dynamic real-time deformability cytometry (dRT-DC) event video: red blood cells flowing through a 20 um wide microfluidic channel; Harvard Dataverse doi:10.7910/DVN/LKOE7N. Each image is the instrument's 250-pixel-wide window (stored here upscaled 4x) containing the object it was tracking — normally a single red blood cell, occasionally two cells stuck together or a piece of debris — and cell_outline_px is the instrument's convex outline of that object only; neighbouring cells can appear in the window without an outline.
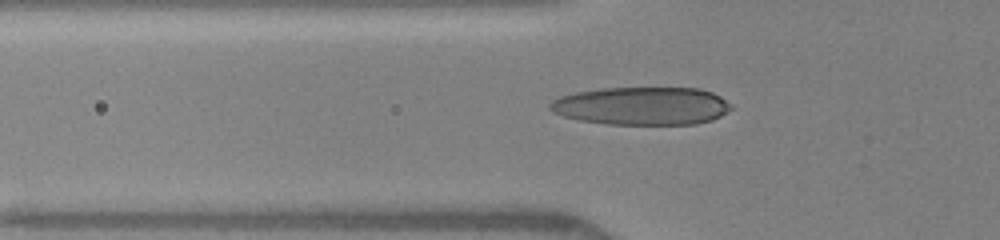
{"species": "human", "species_latin": "Homo sapiens", "temperature_condition": "warm", "stored_images_in_passage": 19, "camera_frame_rate_fps": 3000, "um_per_image_px": 0.085, "donor": {"sex": "female"}, "frame": {"image": 1, "passage_image": 5, "time_ms": 1.333, "image_size_px": [1000, 240], "cell_outline_px": [[732, 108], [720, 116], [712, 120], [696, 124], [608, 124], [580, 120], [564, 116], [552, 112], [548, 108], [548, 104], [552, 100], [560, 96], [576, 92], [600, 88], [700, 88], [712, 92], [720, 96], [732, 104]], "centroid_in_image_um": [54.55, 9.0], "position_along_channel_um": 71.3, "area_um2": 40.29}}
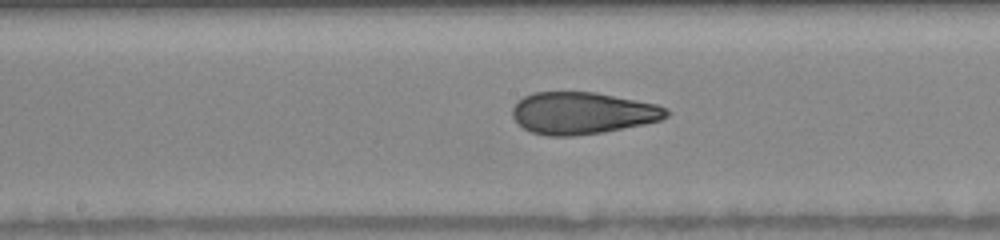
{"frame": {"image": 2, "passage_image": 12, "time_ms": 4.333, "image_size_px": [1000, 240], "cell_outline_px": [[668, 116], [660, 120], [644, 124], [604, 132], [576, 136], [548, 136], [532, 132], [524, 128], [512, 116], [512, 108], [524, 96], [532, 92], [596, 92], [656, 104], [668, 108]], "centroid_in_image_um": [49.52, 9.61], "position_along_channel_um": 198.7, "area_um2": 37.63}}
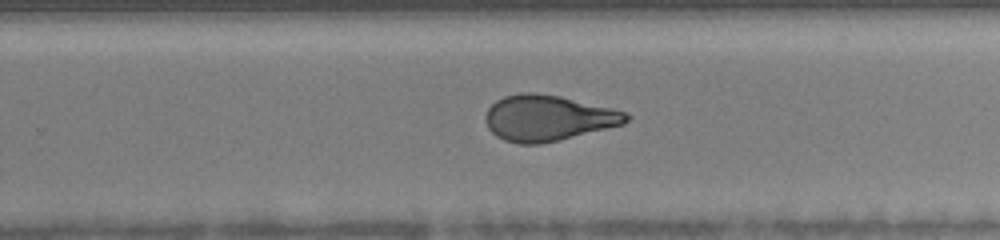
{"frame": {"image": 3, "passage_image": 18, "time_ms": 6.333, "image_size_px": [1000, 240], "cell_outline_px": [[628, 120], [624, 124], [540, 144], [520, 144], [504, 140], [496, 136], [488, 128], [484, 120], [484, 116], [488, 108], [496, 100], [504, 96], [520, 92], [536, 92], [560, 96], [628, 112]], "centroid_in_image_um": [46.53, 10.02], "position_along_channel_um": 283.3, "area_um2": 37.45}}